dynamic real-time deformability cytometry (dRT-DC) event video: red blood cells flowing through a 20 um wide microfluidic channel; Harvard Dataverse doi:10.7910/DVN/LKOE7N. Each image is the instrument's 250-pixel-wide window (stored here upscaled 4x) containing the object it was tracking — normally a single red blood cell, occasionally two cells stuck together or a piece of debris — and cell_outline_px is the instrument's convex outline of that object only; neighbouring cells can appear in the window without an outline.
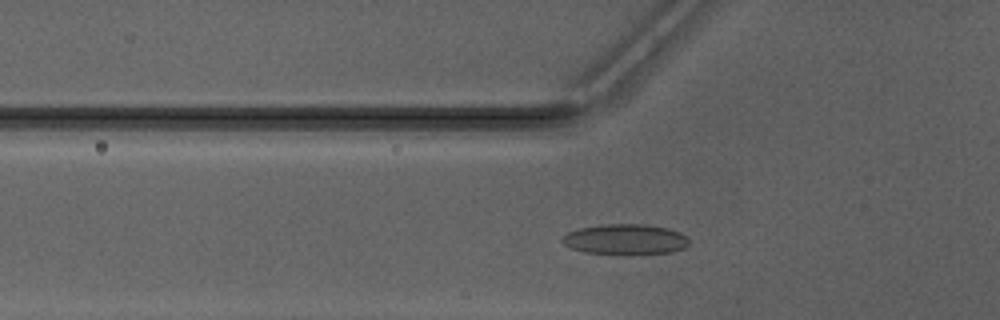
{"species": "Egyptian fruit bat (a non-hibernating species)", "species_latin": "Rousettus aegyptiacus", "temperature_condition": "warm", "stored_images_in_passage": 33, "camera_frame_rate_fps": 3000, "um_per_image_px": 0.085, "animal": {"sex": "male"}, "frame": {"image": 1, "passage_image": 6, "time_ms": 1.667, "image_size_px": [1000, 320], "cell_outline_px": [[688, 244], [684, 248], [672, 252], [632, 256], [628, 256], [584, 252], [572, 248], [564, 244], [560, 240], [568, 232], [580, 228], [600, 224], [644, 224], [668, 228], [680, 232], [688, 236]], "centroid_in_image_um": [53.18, 20.37], "position_along_channel_um": 72.6, "area_um2": 23.12}}
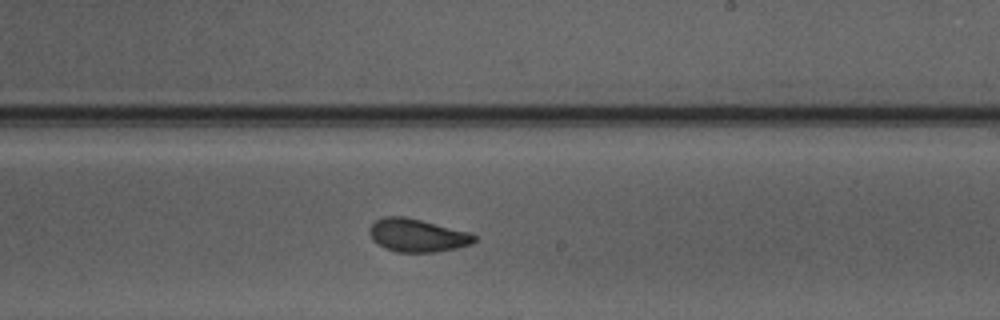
{"frame": {"image": 2, "passage_image": 19, "time_ms": 6.0, "image_size_px": [1000, 320], "cell_outline_px": [[476, 240], [472, 244], [436, 252], [396, 252], [384, 248], [372, 240], [368, 232], [368, 228], [376, 220], [384, 216], [404, 216], [468, 232], [476, 236]], "centroid_in_image_um": [35.41, 20.01], "position_along_channel_um": 253.6, "area_um2": 20.11}}
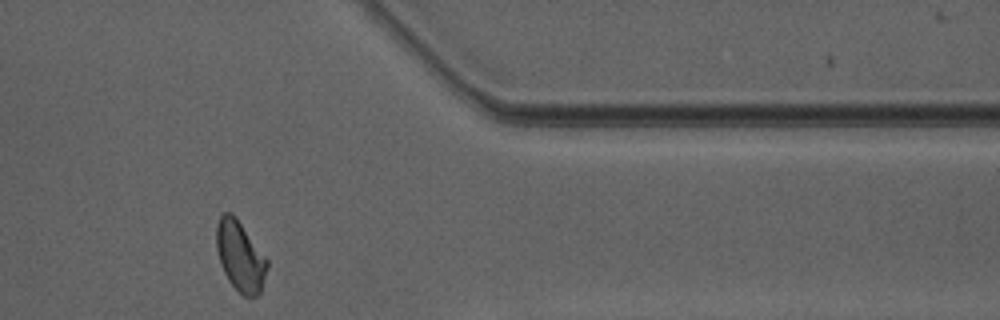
{"frame": {"image": 3, "passage_image": 30, "time_ms": 9.667, "image_size_px": [1000, 320], "cell_outline_px": [[268, 264], [260, 292], [256, 296], [244, 296], [228, 280], [220, 264], [216, 248], [216, 224], [220, 216], [224, 212], [232, 212], [236, 216], [268, 260]], "centroid_in_image_um": [20.39, 21.73], "position_along_channel_um": 391.0, "area_um2": 20.63}, "authors_computed_cell_mechanics": {"area_um2": 20.23, "velocity_mm_per_s": 4.1822, "shape_relaxation_time_tau1_ms": 6.0026, "shape_relaxation_time_tau2_ms": 1.1325, "deformation_change_tau1": 0.1636, "deformation_change_tau2": 0.0675}}